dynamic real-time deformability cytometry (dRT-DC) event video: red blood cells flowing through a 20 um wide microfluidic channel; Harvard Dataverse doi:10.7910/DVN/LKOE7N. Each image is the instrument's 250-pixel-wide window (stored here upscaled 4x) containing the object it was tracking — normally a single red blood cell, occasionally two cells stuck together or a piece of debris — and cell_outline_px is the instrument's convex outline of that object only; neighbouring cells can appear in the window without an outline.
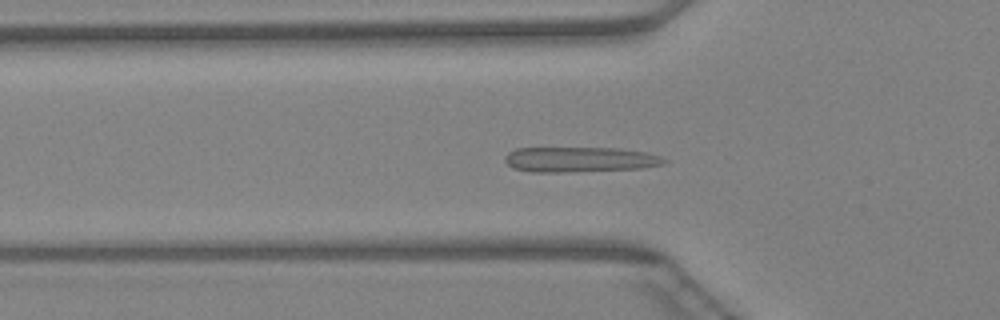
{"species": "Egyptian fruit bat (a non-hibernating species)", "species_latin": "Rousettus aegyptiacus", "temperature_condition": "warm", "stored_images_in_passage": 40, "camera_frame_rate_fps": 3000, "um_per_image_px": 0.085, "animal": {"sex": "female"}, "frame": {"image": 1, "passage_image": 9, "time_ms": 2.667, "image_size_px": [1000, 320], "cell_outline_px": [[668, 160], [664, 164], [640, 168], [560, 172], [532, 172], [512, 168], [504, 160], [504, 156], [508, 152], [516, 148], [620, 148], [648, 152], [660, 156]], "centroid_in_image_um": [49.27, 13.55], "position_along_channel_um": 76.5, "area_um2": 23.41}}
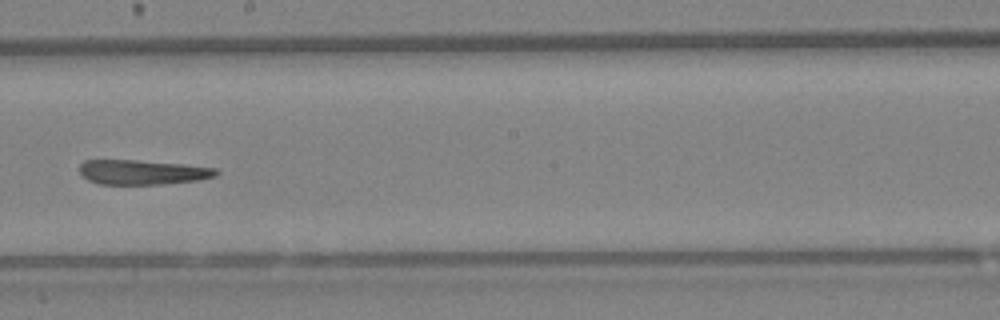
{"frame": {"image": 2, "passage_image": 20, "time_ms": 6.333, "image_size_px": [1000, 320], "cell_outline_px": [[220, 172], [216, 176], [200, 180], [164, 184], [100, 184], [88, 180], [80, 172], [80, 164], [84, 160], [136, 160], [184, 164], [216, 168]], "centroid_in_image_um": [12.15, 14.63], "position_along_channel_um": 236.1, "area_um2": 19.71}}
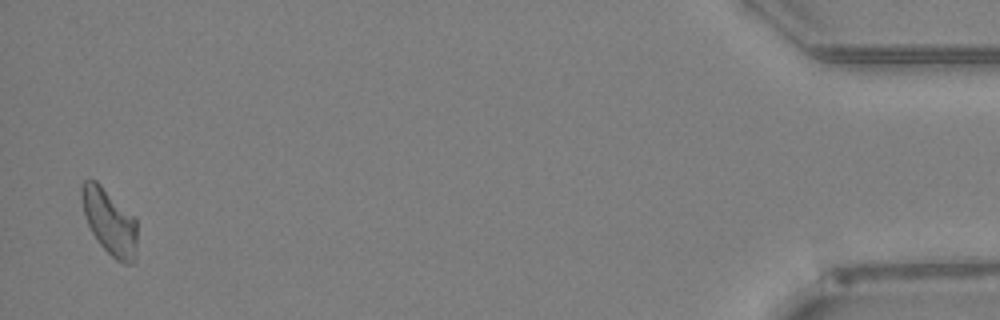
{"frame": {"image": 3, "passage_image": 39, "time_ms": 12.667, "image_size_px": [1000, 320], "cell_outline_px": [[136, 248], [132, 264], [124, 264], [116, 260], [100, 244], [92, 232], [88, 224], [84, 212], [80, 196], [80, 188], [84, 180], [88, 176], [96, 180], [136, 220]], "centroid_in_image_um": [9.27, 18.82], "position_along_channel_um": 425.9, "area_um2": 20.92}}